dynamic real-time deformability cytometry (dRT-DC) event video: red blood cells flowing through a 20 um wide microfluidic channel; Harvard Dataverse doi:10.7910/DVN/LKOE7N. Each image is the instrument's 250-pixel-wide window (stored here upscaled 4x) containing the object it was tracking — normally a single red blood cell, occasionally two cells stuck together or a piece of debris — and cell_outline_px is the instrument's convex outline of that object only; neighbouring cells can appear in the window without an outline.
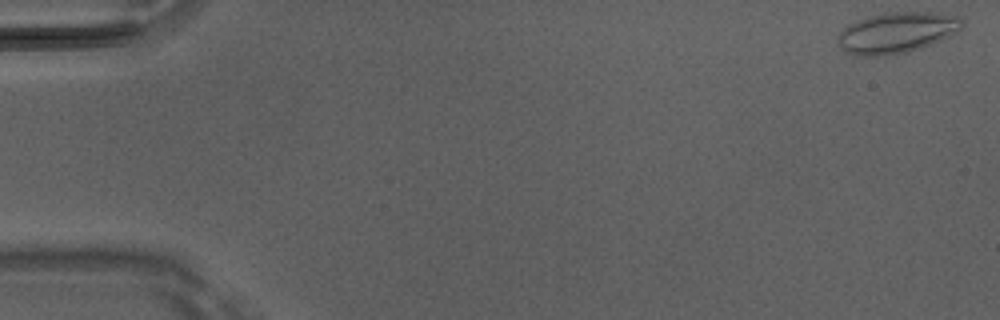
{"species": "Egyptian fruit bat (a non-hibernating species)", "species_latin": "Rousettus aegyptiacus", "temperature_condition": "room temperature", "stored_images_in_passage": 6, "camera_frame_rate_fps": 3000, "um_per_image_px": 0.085, "animal": {"sex": "male"}, "frame": {"image": 1, "passage_image": 1, "time_ms": 0.0, "image_size_px": [1000, 320], "cell_outline_px": [[964, 24], [956, 32], [940, 40], [920, 48], [904, 52], [884, 56], [852, 56], [844, 52], [840, 48], [836, 36], [848, 24], [872, 16], [892, 12], [928, 12], [960, 16], [964, 20]], "centroid_in_image_um": [76.19, 2.79], "position_along_channel_um": 8.8, "area_um2": 29.48}}